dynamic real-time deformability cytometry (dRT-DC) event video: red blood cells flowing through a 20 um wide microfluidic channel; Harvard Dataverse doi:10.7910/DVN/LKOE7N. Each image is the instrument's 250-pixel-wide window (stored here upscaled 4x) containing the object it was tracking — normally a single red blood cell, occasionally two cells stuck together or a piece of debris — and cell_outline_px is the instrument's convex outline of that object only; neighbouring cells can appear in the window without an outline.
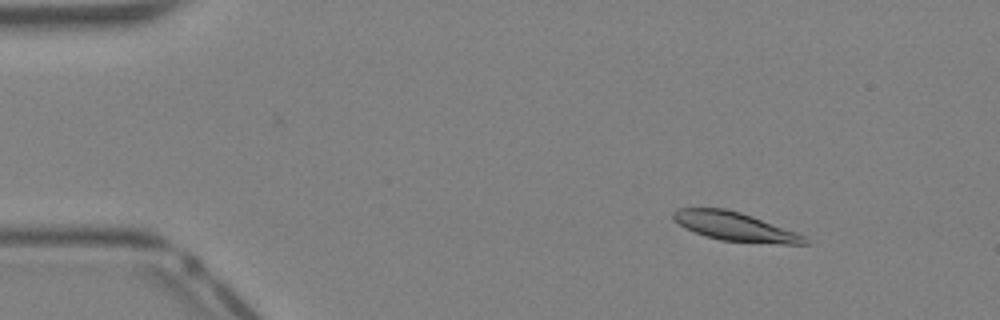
{"species": "Egyptian fruit bat (a non-hibernating species)", "species_latin": "Rousettus aegyptiacus", "temperature_condition": "warm", "stored_images_in_passage": 41, "camera_frame_rate_fps": 3000, "um_per_image_px": 0.085, "animal": {"sex": "female"}, "frame": {"image": 1, "passage_image": 6, "time_ms": 1.667, "image_size_px": [1000, 320], "cell_outline_px": [[812, 244], [780, 244], [720, 240], [704, 236], [672, 220], [672, 212], [676, 208], [724, 208], [740, 212], [752, 216], [796, 232], [804, 236]], "centroid_in_image_um": [62.47, 19.26], "position_along_channel_um": 22.5, "area_um2": 21.91}}
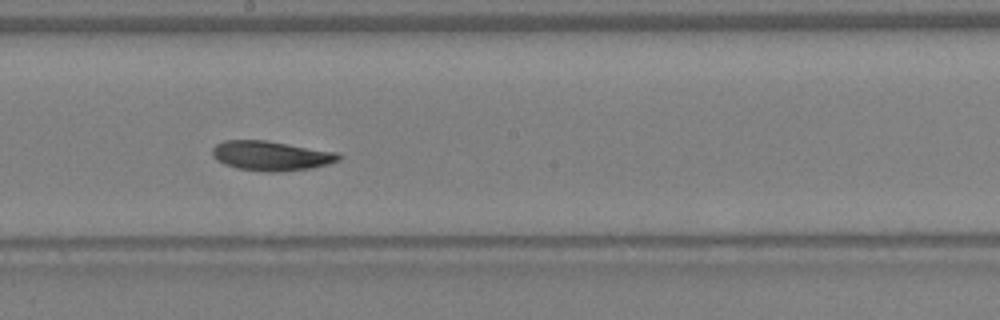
{"frame": {"image": 2, "passage_image": 23, "time_ms": 7.333, "image_size_px": [1000, 320], "cell_outline_px": [[340, 160], [328, 164], [312, 168], [280, 172], [272, 172], [240, 168], [224, 164], [216, 160], [212, 156], [212, 148], [216, 144], [224, 140], [264, 140], [336, 152], [340, 156]], "centroid_in_image_um": [23.02, 13.24], "position_along_channel_um": 225.2, "area_um2": 21.62}}
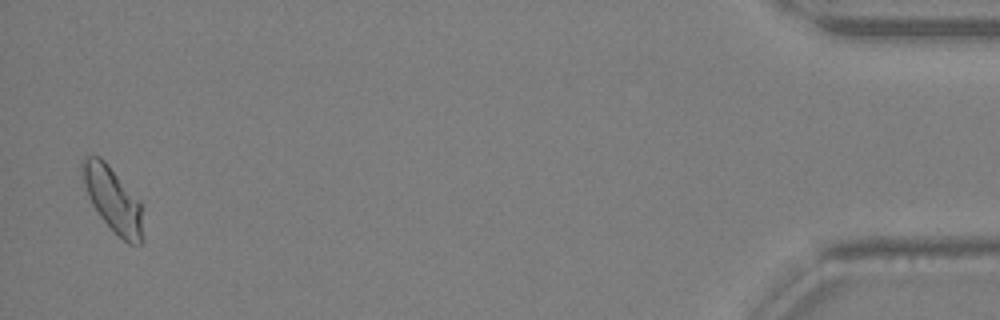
{"frame": {"image": 3, "passage_image": 40, "time_ms": 13.0, "image_size_px": [1000, 320], "cell_outline_px": [[140, 244], [128, 244], [100, 216], [92, 204], [88, 196], [84, 184], [80, 164], [88, 156], [100, 156], [104, 160], [140, 200]], "centroid_in_image_um": [9.55, 16.89], "position_along_channel_um": 425.7, "area_um2": 21.96}}